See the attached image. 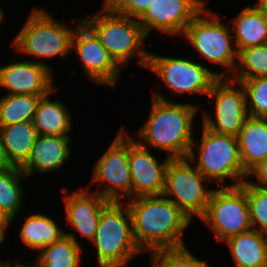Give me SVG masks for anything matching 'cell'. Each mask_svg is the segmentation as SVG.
<instances>
[{"label":"cell","instance_id":"6da1fadb","mask_svg":"<svg viewBox=\"0 0 267 267\" xmlns=\"http://www.w3.org/2000/svg\"><path fill=\"white\" fill-rule=\"evenodd\" d=\"M149 117L137 130L136 140L150 149L167 151L171 159L187 158L191 149L195 131L193 126L199 106L192 103H178L152 92Z\"/></svg>","mask_w":267,"mask_h":267},{"label":"cell","instance_id":"7a4b0ae2","mask_svg":"<svg viewBox=\"0 0 267 267\" xmlns=\"http://www.w3.org/2000/svg\"><path fill=\"white\" fill-rule=\"evenodd\" d=\"M125 202L134 240L142 253L187 246L182 235L192 221L170 199L140 196Z\"/></svg>","mask_w":267,"mask_h":267},{"label":"cell","instance_id":"3957f363","mask_svg":"<svg viewBox=\"0 0 267 267\" xmlns=\"http://www.w3.org/2000/svg\"><path fill=\"white\" fill-rule=\"evenodd\" d=\"M73 22L74 29L56 20L46 9L33 7L10 46L17 54L33 56L34 60L31 61L45 65L53 72L54 67L44 63L43 58L56 59L60 56L62 60L68 59L72 52V37L82 17L74 18Z\"/></svg>","mask_w":267,"mask_h":267},{"label":"cell","instance_id":"277c9868","mask_svg":"<svg viewBox=\"0 0 267 267\" xmlns=\"http://www.w3.org/2000/svg\"><path fill=\"white\" fill-rule=\"evenodd\" d=\"M102 9L95 15L83 17L82 21L94 32L110 56L122 68L130 61L147 68L150 52L143 46L147 35L138 19L111 11L103 2Z\"/></svg>","mask_w":267,"mask_h":267},{"label":"cell","instance_id":"5b68a950","mask_svg":"<svg viewBox=\"0 0 267 267\" xmlns=\"http://www.w3.org/2000/svg\"><path fill=\"white\" fill-rule=\"evenodd\" d=\"M187 159L206 179L216 182L219 187H237L247 179L237 136L216 133L202 125L201 140L197 141L194 137ZM228 179L233 182L227 184Z\"/></svg>","mask_w":267,"mask_h":267},{"label":"cell","instance_id":"8992f818","mask_svg":"<svg viewBox=\"0 0 267 267\" xmlns=\"http://www.w3.org/2000/svg\"><path fill=\"white\" fill-rule=\"evenodd\" d=\"M92 245L98 267H127L134 257L143 254L134 240L126 202H109L103 208Z\"/></svg>","mask_w":267,"mask_h":267},{"label":"cell","instance_id":"52a82bcc","mask_svg":"<svg viewBox=\"0 0 267 267\" xmlns=\"http://www.w3.org/2000/svg\"><path fill=\"white\" fill-rule=\"evenodd\" d=\"M226 24L220 19V14L205 6L182 35V38L194 47L196 53H199L201 59L203 57L204 61L225 67L218 72L219 78L232 77L238 60V52L232 40L233 31L231 25Z\"/></svg>","mask_w":267,"mask_h":267},{"label":"cell","instance_id":"ba28073f","mask_svg":"<svg viewBox=\"0 0 267 267\" xmlns=\"http://www.w3.org/2000/svg\"><path fill=\"white\" fill-rule=\"evenodd\" d=\"M128 134L122 126L109 144V148L98 157L93 167L90 185L86 186L91 189L92 185H98L99 190L94 191L109 202H125L132 199ZM102 183L105 184L103 188Z\"/></svg>","mask_w":267,"mask_h":267},{"label":"cell","instance_id":"9c48e42d","mask_svg":"<svg viewBox=\"0 0 267 267\" xmlns=\"http://www.w3.org/2000/svg\"><path fill=\"white\" fill-rule=\"evenodd\" d=\"M212 184L187 158L171 159L165 171L163 196L170 199L193 222L201 219L207 209ZM208 185V187H207Z\"/></svg>","mask_w":267,"mask_h":267},{"label":"cell","instance_id":"30bf717a","mask_svg":"<svg viewBox=\"0 0 267 267\" xmlns=\"http://www.w3.org/2000/svg\"><path fill=\"white\" fill-rule=\"evenodd\" d=\"M147 70L161 79L171 95L203 94L207 96L219 79L215 72L190 58L157 55L150 52Z\"/></svg>","mask_w":267,"mask_h":267},{"label":"cell","instance_id":"8fae6325","mask_svg":"<svg viewBox=\"0 0 267 267\" xmlns=\"http://www.w3.org/2000/svg\"><path fill=\"white\" fill-rule=\"evenodd\" d=\"M202 220L218 243L252 228L245 191L240 187H219L211 193Z\"/></svg>","mask_w":267,"mask_h":267},{"label":"cell","instance_id":"7c38bea8","mask_svg":"<svg viewBox=\"0 0 267 267\" xmlns=\"http://www.w3.org/2000/svg\"><path fill=\"white\" fill-rule=\"evenodd\" d=\"M207 96L213 99L214 103L210 100L206 102L207 105L214 106L215 119L212 113L203 109L202 125L216 133L238 136L244 121L249 117L241 83L231 78H219Z\"/></svg>","mask_w":267,"mask_h":267},{"label":"cell","instance_id":"4fadbf2b","mask_svg":"<svg viewBox=\"0 0 267 267\" xmlns=\"http://www.w3.org/2000/svg\"><path fill=\"white\" fill-rule=\"evenodd\" d=\"M71 49L78 56L87 78L96 85L113 87L123 69L110 56L94 32L82 21L74 31Z\"/></svg>","mask_w":267,"mask_h":267},{"label":"cell","instance_id":"5bb4252c","mask_svg":"<svg viewBox=\"0 0 267 267\" xmlns=\"http://www.w3.org/2000/svg\"><path fill=\"white\" fill-rule=\"evenodd\" d=\"M63 195L65 207L66 226L74 229L72 232L64 231L65 235L71 237L76 243L81 244L77 239V233L84 239L92 242L98 228L100 215L103 208L109 203L104 197L86 186L79 187L72 194L67 187L60 188ZM69 191V193L67 192ZM66 193V195H65Z\"/></svg>","mask_w":267,"mask_h":267},{"label":"cell","instance_id":"9a60e30c","mask_svg":"<svg viewBox=\"0 0 267 267\" xmlns=\"http://www.w3.org/2000/svg\"><path fill=\"white\" fill-rule=\"evenodd\" d=\"M205 0H156L138 19L148 36L153 30L181 36L193 18L206 6Z\"/></svg>","mask_w":267,"mask_h":267},{"label":"cell","instance_id":"2e32d148","mask_svg":"<svg viewBox=\"0 0 267 267\" xmlns=\"http://www.w3.org/2000/svg\"><path fill=\"white\" fill-rule=\"evenodd\" d=\"M171 160L166 156L160 162L150 151L129 134V167L132 181V198L161 196L165 187V171Z\"/></svg>","mask_w":267,"mask_h":267},{"label":"cell","instance_id":"e0dca14e","mask_svg":"<svg viewBox=\"0 0 267 267\" xmlns=\"http://www.w3.org/2000/svg\"><path fill=\"white\" fill-rule=\"evenodd\" d=\"M0 66V87L8 92L4 95H48L54 86V74L45 65L26 59Z\"/></svg>","mask_w":267,"mask_h":267},{"label":"cell","instance_id":"ac0fdd59","mask_svg":"<svg viewBox=\"0 0 267 267\" xmlns=\"http://www.w3.org/2000/svg\"><path fill=\"white\" fill-rule=\"evenodd\" d=\"M71 136L37 135L27 161L20 170L30 178L36 173L56 172L71 155ZM36 172V173H35Z\"/></svg>","mask_w":267,"mask_h":267},{"label":"cell","instance_id":"d6986e66","mask_svg":"<svg viewBox=\"0 0 267 267\" xmlns=\"http://www.w3.org/2000/svg\"><path fill=\"white\" fill-rule=\"evenodd\" d=\"M237 137L240 159L244 171L248 173L267 159V118L249 116Z\"/></svg>","mask_w":267,"mask_h":267},{"label":"cell","instance_id":"ffe728a7","mask_svg":"<svg viewBox=\"0 0 267 267\" xmlns=\"http://www.w3.org/2000/svg\"><path fill=\"white\" fill-rule=\"evenodd\" d=\"M58 88L42 97L37 105L33 125L39 135L71 136L72 113L60 99L49 98L52 94L59 93Z\"/></svg>","mask_w":267,"mask_h":267},{"label":"cell","instance_id":"44dd1931","mask_svg":"<svg viewBox=\"0 0 267 267\" xmlns=\"http://www.w3.org/2000/svg\"><path fill=\"white\" fill-rule=\"evenodd\" d=\"M234 267H267V236L251 228L224 241Z\"/></svg>","mask_w":267,"mask_h":267},{"label":"cell","instance_id":"7402d4cb","mask_svg":"<svg viewBox=\"0 0 267 267\" xmlns=\"http://www.w3.org/2000/svg\"><path fill=\"white\" fill-rule=\"evenodd\" d=\"M231 22L238 53L245 48L267 43V12L252 5L246 6Z\"/></svg>","mask_w":267,"mask_h":267},{"label":"cell","instance_id":"603a6c76","mask_svg":"<svg viewBox=\"0 0 267 267\" xmlns=\"http://www.w3.org/2000/svg\"><path fill=\"white\" fill-rule=\"evenodd\" d=\"M33 121L0 126V139L10 166L21 167L28 159L37 137Z\"/></svg>","mask_w":267,"mask_h":267},{"label":"cell","instance_id":"cb8c5ba5","mask_svg":"<svg viewBox=\"0 0 267 267\" xmlns=\"http://www.w3.org/2000/svg\"><path fill=\"white\" fill-rule=\"evenodd\" d=\"M64 230L55 218L38 212L27 216L18 235L20 234L19 238L26 247L40 252L65 235Z\"/></svg>","mask_w":267,"mask_h":267},{"label":"cell","instance_id":"d4e9b609","mask_svg":"<svg viewBox=\"0 0 267 267\" xmlns=\"http://www.w3.org/2000/svg\"><path fill=\"white\" fill-rule=\"evenodd\" d=\"M83 245L63 235L58 241L45 246L36 255L33 267H81Z\"/></svg>","mask_w":267,"mask_h":267},{"label":"cell","instance_id":"484cf974","mask_svg":"<svg viewBox=\"0 0 267 267\" xmlns=\"http://www.w3.org/2000/svg\"><path fill=\"white\" fill-rule=\"evenodd\" d=\"M26 178L19 167L0 168V208L12 223L24 206L25 190L22 181H26Z\"/></svg>","mask_w":267,"mask_h":267},{"label":"cell","instance_id":"4316f807","mask_svg":"<svg viewBox=\"0 0 267 267\" xmlns=\"http://www.w3.org/2000/svg\"><path fill=\"white\" fill-rule=\"evenodd\" d=\"M46 95H2L0 97V126L33 121L37 105Z\"/></svg>","mask_w":267,"mask_h":267},{"label":"cell","instance_id":"83f0119b","mask_svg":"<svg viewBox=\"0 0 267 267\" xmlns=\"http://www.w3.org/2000/svg\"><path fill=\"white\" fill-rule=\"evenodd\" d=\"M267 77V43L248 47L238 53V60L232 80H246Z\"/></svg>","mask_w":267,"mask_h":267},{"label":"cell","instance_id":"f1b7e54d","mask_svg":"<svg viewBox=\"0 0 267 267\" xmlns=\"http://www.w3.org/2000/svg\"><path fill=\"white\" fill-rule=\"evenodd\" d=\"M187 246L149 252L150 267H211L199 259Z\"/></svg>","mask_w":267,"mask_h":267},{"label":"cell","instance_id":"f546056e","mask_svg":"<svg viewBox=\"0 0 267 267\" xmlns=\"http://www.w3.org/2000/svg\"><path fill=\"white\" fill-rule=\"evenodd\" d=\"M234 81L243 86L249 116L267 118V77Z\"/></svg>","mask_w":267,"mask_h":267},{"label":"cell","instance_id":"4dcf8cb0","mask_svg":"<svg viewBox=\"0 0 267 267\" xmlns=\"http://www.w3.org/2000/svg\"><path fill=\"white\" fill-rule=\"evenodd\" d=\"M245 191L252 228L267 236V190L249 185H240Z\"/></svg>","mask_w":267,"mask_h":267},{"label":"cell","instance_id":"1f68e13d","mask_svg":"<svg viewBox=\"0 0 267 267\" xmlns=\"http://www.w3.org/2000/svg\"><path fill=\"white\" fill-rule=\"evenodd\" d=\"M156 0H104V4L113 12L139 19Z\"/></svg>","mask_w":267,"mask_h":267},{"label":"cell","instance_id":"d6a6232c","mask_svg":"<svg viewBox=\"0 0 267 267\" xmlns=\"http://www.w3.org/2000/svg\"><path fill=\"white\" fill-rule=\"evenodd\" d=\"M253 177L256 178L255 182L251 181V179H249L250 181L248 180V178ZM246 182L251 186L267 190V159L263 162L258 163L247 173Z\"/></svg>","mask_w":267,"mask_h":267},{"label":"cell","instance_id":"836d02e7","mask_svg":"<svg viewBox=\"0 0 267 267\" xmlns=\"http://www.w3.org/2000/svg\"><path fill=\"white\" fill-rule=\"evenodd\" d=\"M12 220L0 208V226H10Z\"/></svg>","mask_w":267,"mask_h":267},{"label":"cell","instance_id":"e575fe53","mask_svg":"<svg viewBox=\"0 0 267 267\" xmlns=\"http://www.w3.org/2000/svg\"><path fill=\"white\" fill-rule=\"evenodd\" d=\"M10 166L5 158L4 152H3V147L1 144V139H0V168L1 167H8Z\"/></svg>","mask_w":267,"mask_h":267},{"label":"cell","instance_id":"d590c367","mask_svg":"<svg viewBox=\"0 0 267 267\" xmlns=\"http://www.w3.org/2000/svg\"><path fill=\"white\" fill-rule=\"evenodd\" d=\"M253 7L267 12V0H257V2L255 3V5H253Z\"/></svg>","mask_w":267,"mask_h":267},{"label":"cell","instance_id":"8d00e7d4","mask_svg":"<svg viewBox=\"0 0 267 267\" xmlns=\"http://www.w3.org/2000/svg\"><path fill=\"white\" fill-rule=\"evenodd\" d=\"M8 228L9 226H0V247H1V244L4 243V241L7 238L6 234H7Z\"/></svg>","mask_w":267,"mask_h":267},{"label":"cell","instance_id":"74e56055","mask_svg":"<svg viewBox=\"0 0 267 267\" xmlns=\"http://www.w3.org/2000/svg\"><path fill=\"white\" fill-rule=\"evenodd\" d=\"M13 264V265H12ZM7 267H33L32 265L24 264L23 262L17 261L16 263H7Z\"/></svg>","mask_w":267,"mask_h":267},{"label":"cell","instance_id":"f35d334b","mask_svg":"<svg viewBox=\"0 0 267 267\" xmlns=\"http://www.w3.org/2000/svg\"><path fill=\"white\" fill-rule=\"evenodd\" d=\"M5 17V13L3 11V8L0 7V26L2 25L3 18Z\"/></svg>","mask_w":267,"mask_h":267},{"label":"cell","instance_id":"ab89813d","mask_svg":"<svg viewBox=\"0 0 267 267\" xmlns=\"http://www.w3.org/2000/svg\"><path fill=\"white\" fill-rule=\"evenodd\" d=\"M9 262H12V261L9 260L6 262V261L1 260L0 261V267H7V263H9Z\"/></svg>","mask_w":267,"mask_h":267}]
</instances>
